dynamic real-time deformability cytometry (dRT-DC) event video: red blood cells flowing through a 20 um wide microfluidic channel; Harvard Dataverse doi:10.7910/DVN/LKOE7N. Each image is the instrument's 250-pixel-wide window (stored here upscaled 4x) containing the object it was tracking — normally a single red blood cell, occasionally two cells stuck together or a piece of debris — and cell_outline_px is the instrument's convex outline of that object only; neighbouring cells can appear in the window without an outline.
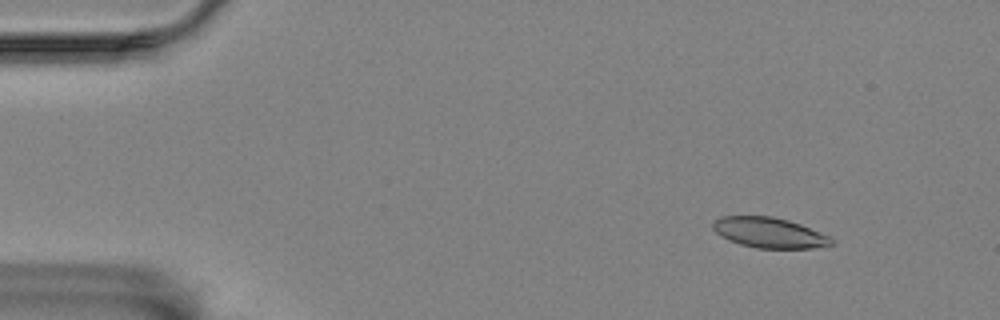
{"species": "Egyptian fruit bat (a non-hibernating species)", "species_latin": "Rousettus aegyptiacus", "temperature_condition": "room temperature", "stored_images_in_passage": 46, "camera_frame_rate_fps": 3000, "um_per_image_px": 0.085, "animal": {"sex": "female"}, "frame": {"image": 1, "passage_image": 6, "time_ms": 1.667, "image_size_px": [1000, 320], "cell_outline_px": [[836, 244], [812, 248], [756, 248], [740, 244], [728, 240], [720, 236], [712, 228], [712, 220], [720, 216], [772, 216], [788, 220], [800, 224], [832, 236], [836, 240]], "centroid_in_image_um": [65.41, 19.78], "position_along_channel_um": 19.6, "area_um2": 21.33}}
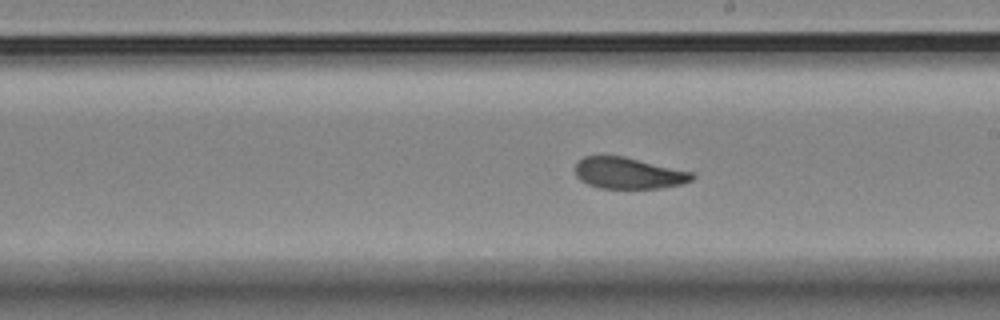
{"frame": {"image": 2, "passage_image": 32, "time_ms": 10.333, "image_size_px": [1000, 320], "cell_outline_px": [[696, 176], [692, 180], [684, 184], [660, 188], [600, 188], [588, 184], [580, 180], [576, 176], [576, 164], [584, 156], [624, 156], [692, 172]], "centroid_in_image_um": [53.44, 14.72], "position_along_channel_um": 235.6, "area_um2": 21.27}}
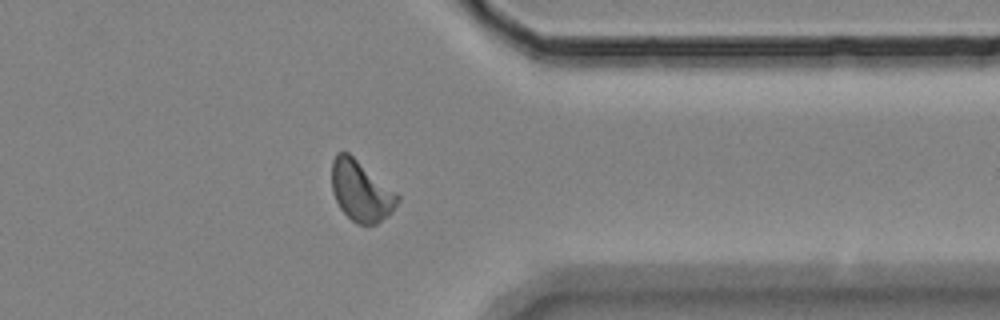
{"frame": {"image": 3, "passage_image": 45, "time_ms": 14.667, "image_size_px": [1000, 320], "cell_outline_px": [[400, 200], [392, 212], [388, 216], [376, 224], [356, 224], [340, 208], [332, 192], [332, 160], [336, 152], [348, 152], [396, 192], [400, 196]], "centroid_in_image_um": [30.68, 16.24], "position_along_channel_um": 380.7, "area_um2": 23.12}}